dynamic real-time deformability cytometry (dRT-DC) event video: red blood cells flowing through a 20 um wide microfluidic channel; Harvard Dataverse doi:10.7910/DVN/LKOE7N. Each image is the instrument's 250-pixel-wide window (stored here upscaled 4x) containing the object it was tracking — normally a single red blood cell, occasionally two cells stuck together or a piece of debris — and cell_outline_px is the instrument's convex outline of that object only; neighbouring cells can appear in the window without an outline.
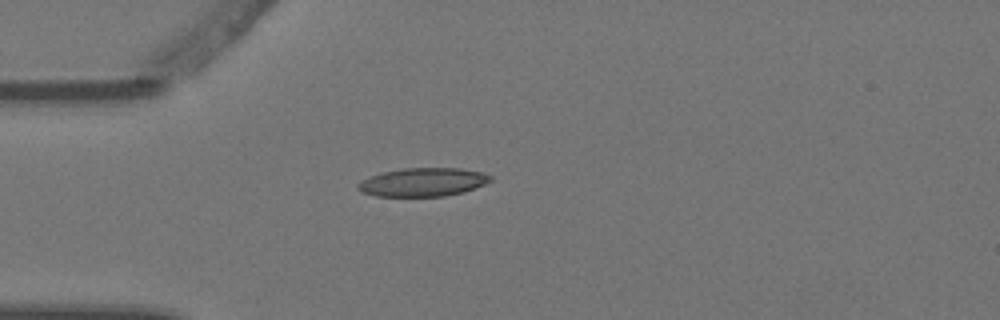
{"species": "Egyptian fruit bat (a non-hibernating species)", "species_latin": "Rousettus aegyptiacus", "temperature_condition": "warm", "stored_images_in_passage": 2, "camera_frame_rate_fps": 3000, "um_per_image_px": 0.085, "animal": {"sex": "female"}, "frame": {"image": 1, "passage_image": 1, "time_ms": 0.0, "image_size_px": [1000, 320], "cell_outline_px": [[492, 180], [484, 184], [464, 192], [444, 196], [376, 196], [360, 192], [356, 188], [356, 184], [360, 180], [380, 172], [404, 168], [460, 168], [484, 172], [492, 176]], "centroid_in_image_um": [35.91, 15.47], "position_along_channel_um": 49.1, "area_um2": 22.25}}